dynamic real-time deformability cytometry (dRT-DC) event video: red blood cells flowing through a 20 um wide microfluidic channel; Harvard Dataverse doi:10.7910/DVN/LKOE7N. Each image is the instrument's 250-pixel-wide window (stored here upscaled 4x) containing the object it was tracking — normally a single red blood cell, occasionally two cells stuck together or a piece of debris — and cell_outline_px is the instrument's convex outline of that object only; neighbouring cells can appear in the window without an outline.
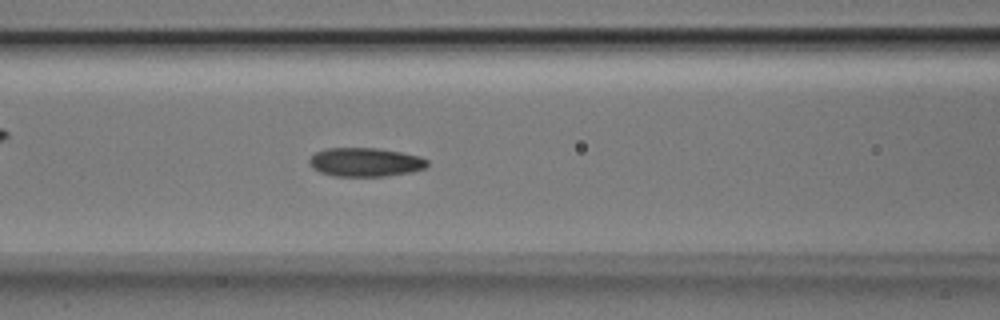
{"species": "Egyptian fruit bat (a non-hibernating species)", "species_latin": "Rousettus aegyptiacus", "temperature_condition": "room temperature", "stored_images_in_passage": 45, "camera_frame_rate_fps": 3000, "um_per_image_px": 0.085, "animal": {"sex": "male"}, "frame": {"image": 1, "passage_image": 14, "time_ms": 4.333, "image_size_px": [1000, 320], "cell_outline_px": [[428, 164], [424, 168], [412, 172], [384, 176], [336, 176], [320, 172], [312, 168], [308, 160], [316, 152], [324, 148], [376, 148], [400, 152], [420, 156], [428, 160]], "centroid_in_image_um": [31.04, 13.78], "position_along_channel_um": 135.6, "area_um2": 19.77}}
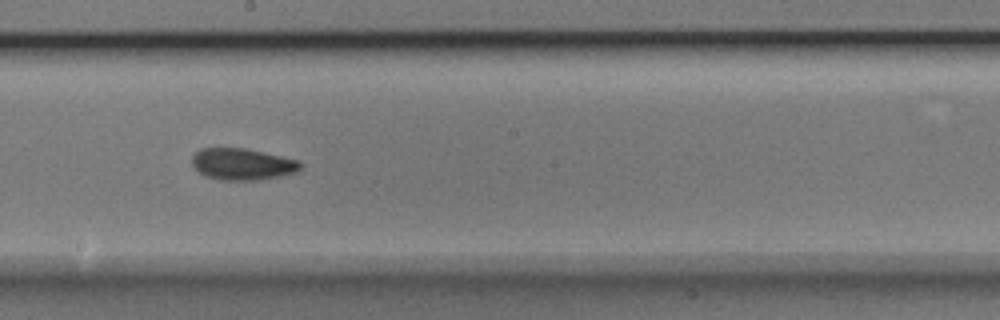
{"frame": {"image": 2, "passage_image": 21, "time_ms": 6.667, "image_size_px": [1000, 320], "cell_outline_px": [[304, 164], [296, 172], [280, 176], [256, 180], [220, 180], [204, 176], [192, 164], [192, 156], [200, 148], [244, 148], [264, 152], [300, 160]], "centroid_in_image_um": [20.62, 13.95], "position_along_channel_um": 227.6, "area_um2": 20.06}}
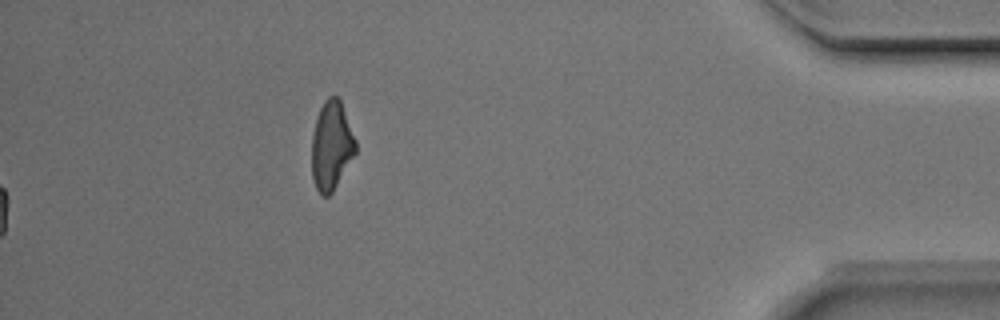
{"frame": {"image": 3, "passage_image": 45, "time_ms": 14.667, "image_size_px": [1000, 320], "cell_outline_px": [[356, 152], [332, 192], [328, 196], [320, 196], [316, 188], [312, 176], [312, 136], [316, 120], [320, 108], [324, 100], [328, 96], [336, 96], [340, 100], [356, 140]], "centroid_in_image_um": [28.16, 12.39], "position_along_channel_um": 407.0, "area_um2": 22.48}, "authors_computed_cell_mechanics": {"area_um2": 19.4208, "velocity_mm_per_s": 3.955, "shape_relaxation_time_tau1_ms": 5.971, "shape_relaxation_time_tau2_ms": 3.2168, "deformation_change_tau1": 0.1303, "deformation_change_tau2": 0.0753}}